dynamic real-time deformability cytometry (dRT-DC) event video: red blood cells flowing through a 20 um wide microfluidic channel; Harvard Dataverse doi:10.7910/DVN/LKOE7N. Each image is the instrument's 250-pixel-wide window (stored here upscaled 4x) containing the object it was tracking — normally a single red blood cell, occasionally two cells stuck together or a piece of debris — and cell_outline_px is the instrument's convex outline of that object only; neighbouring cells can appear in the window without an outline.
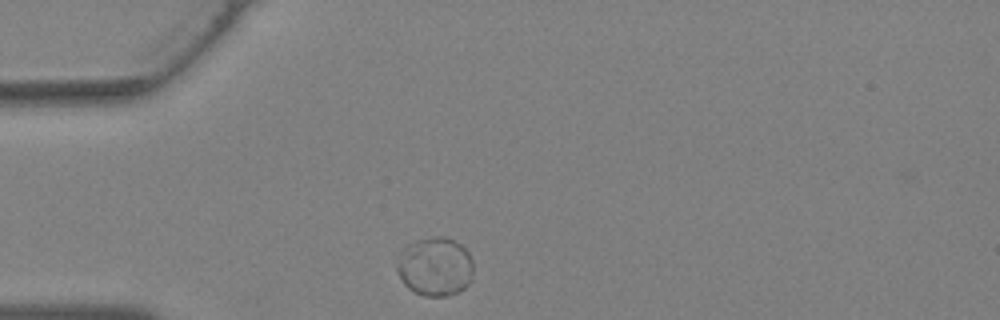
{"species": "Egyptian fruit bat (a non-hibernating species)", "species_latin": "Rousettus aegyptiacus", "temperature_condition": "warm", "stored_images_in_passage": 23, "camera_frame_rate_fps": 3000, "um_per_image_px": 0.085, "animal": {"sex": "female"}, "frame": {"image": 1, "passage_image": 1, "time_ms": 0.0, "image_size_px": [1000, 320], "cell_outline_px": [[472, 280], [460, 292], [444, 296], [424, 296], [408, 288], [404, 284], [396, 272], [396, 256], [408, 244], [416, 240], [432, 236], [444, 236], [460, 244], [468, 252], [472, 260]], "centroid_in_image_um": [36.95, 22.66], "position_along_channel_um": 48.0, "area_um2": 26.53}}
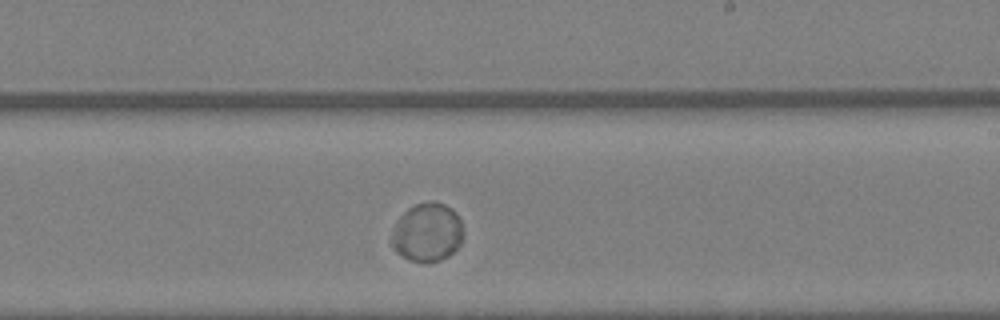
{"frame": {"image": 2, "passage_image": 14, "time_ms": 4.333, "image_size_px": [1000, 320], "cell_outline_px": [[464, 236], [460, 244], [448, 256], [440, 260], [428, 264], [424, 264], [408, 260], [400, 256], [392, 248], [392, 228], [396, 220], [408, 208], [416, 204], [428, 200], [436, 200], [452, 208], [456, 212], [460, 220], [464, 232]], "centroid_in_image_um": [36.31, 19.76], "position_along_channel_um": 252.7, "area_um2": 25.2}}
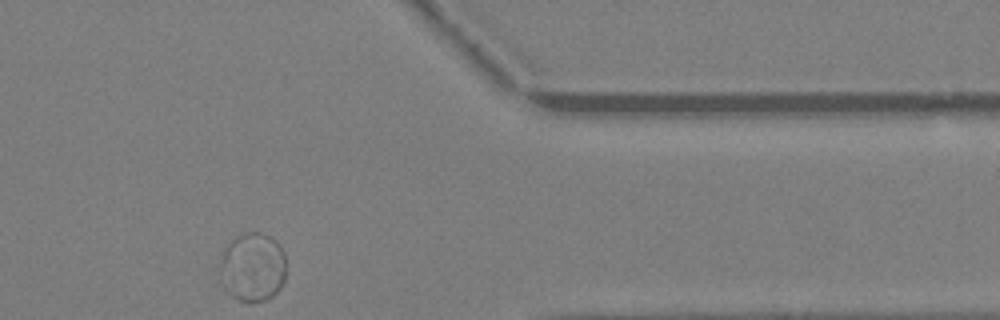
{"frame": {"image": 3, "passage_image": 23, "time_ms": 7.333, "image_size_px": [1000, 320], "cell_outline_px": [[284, 280], [280, 288], [268, 300], [248, 304], [236, 300], [228, 296], [224, 292], [220, 272], [220, 260], [228, 244], [236, 236], [244, 232], [260, 232], [272, 236], [280, 244], [284, 252]], "centroid_in_image_um": [21.46, 22.74], "position_along_channel_um": 389.9, "area_um2": 27.28}}